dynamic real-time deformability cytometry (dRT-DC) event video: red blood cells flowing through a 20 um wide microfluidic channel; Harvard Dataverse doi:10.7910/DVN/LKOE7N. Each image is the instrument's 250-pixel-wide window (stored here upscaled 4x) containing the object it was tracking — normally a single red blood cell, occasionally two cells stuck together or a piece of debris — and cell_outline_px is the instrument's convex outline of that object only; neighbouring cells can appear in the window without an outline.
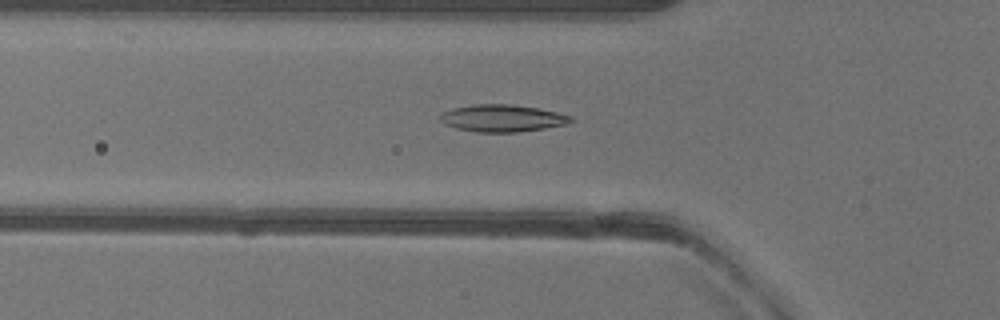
{"species": "common noctule bat (a hibernating species)", "species_latin": "Nyctalus noctula", "temperature_condition": "warm", "stored_images_in_passage": 51, "camera_frame_rate_fps": 3000, "um_per_image_px": 0.085, "animal": {"sex": "female"}, "frame": {"image": 1, "passage_image": 17, "time_ms": 5.333, "image_size_px": [1000, 320], "cell_outline_px": [[576, 120], [564, 124], [544, 128], [516, 132], [476, 132], [456, 128], [444, 124], [440, 120], [440, 116], [444, 112], [452, 108], [472, 104], [512, 104], [540, 108], [572, 116]], "centroid_in_image_um": [42.69, 10.04], "position_along_channel_um": 83.1, "area_um2": 20.69}}
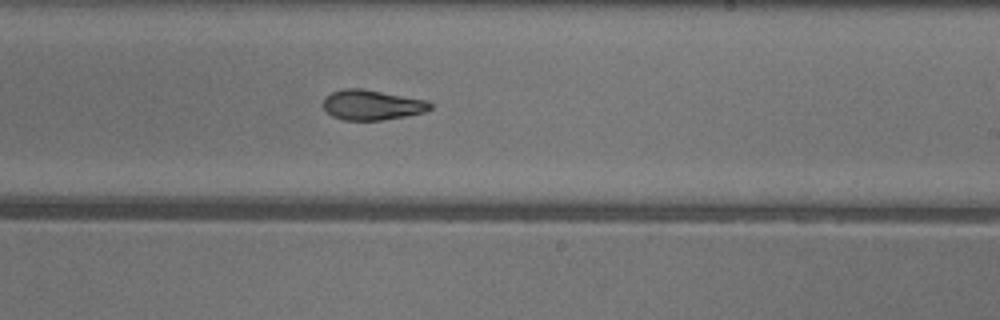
{"frame": {"image": 2, "passage_image": 30, "time_ms": 9.667, "image_size_px": [1000, 320], "cell_outline_px": [[432, 108], [424, 112], [384, 120], [344, 120], [332, 116], [324, 108], [324, 96], [332, 92], [344, 88], [364, 88], [428, 100], [432, 104]], "centroid_in_image_um": [31.63, 8.9], "position_along_channel_um": 257.4, "area_um2": 18.9}}
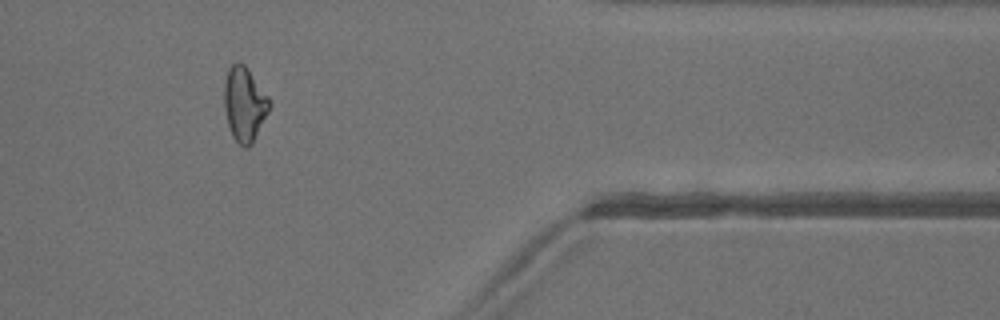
{"frame": {"image": 3, "passage_image": 42, "time_ms": 13.667, "image_size_px": [1000, 320], "cell_outline_px": [[272, 104], [252, 144], [248, 148], [244, 148], [232, 136], [228, 124], [224, 108], [224, 84], [228, 68], [236, 60], [240, 60], [248, 68], [272, 100]], "centroid_in_image_um": [20.79, 8.81], "position_along_channel_um": 390.6, "area_um2": 19.94}, "authors_computed_cell_mechanics": {"area_um2": 19.8832, "velocity_mm_per_s": 4.0062, "shape_relaxation_time_tau1_ms": 6.5855, "shape_relaxation_time_tau2_ms": 3.7926, "deformation_change_tau1": 0.1755, "deformation_change_tau2": 0.0915}}